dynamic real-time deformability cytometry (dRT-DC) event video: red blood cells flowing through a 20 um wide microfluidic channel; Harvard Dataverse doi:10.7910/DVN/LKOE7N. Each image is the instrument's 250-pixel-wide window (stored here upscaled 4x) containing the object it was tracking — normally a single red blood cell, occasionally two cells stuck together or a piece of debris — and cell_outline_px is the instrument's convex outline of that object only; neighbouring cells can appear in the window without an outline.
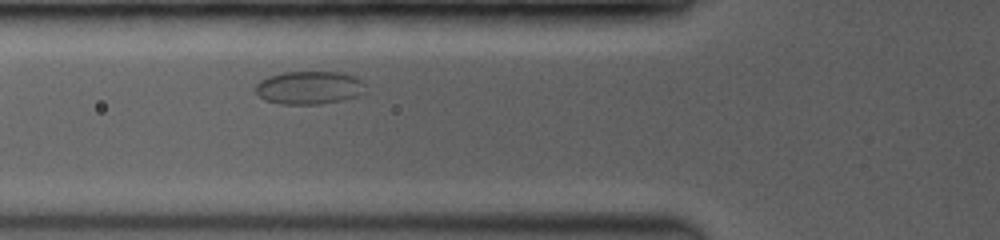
{"species": "common noctule bat (a hibernating species)", "species_latin": "Nyctalus noctula", "temperature_condition": "room temperature", "stored_images_in_passage": 21, "camera_frame_rate_fps": 3500, "um_per_image_px": 0.085, "animal": {"sex": "female", "body_mass_g": 19.0, "forearm_length_mm": 53.3}, "frame": {"image": 1, "passage_image": 4, "time_ms": 2.0, "image_size_px": [1000, 240], "cell_outline_px": [[368, 92], [344, 100], [320, 104], [280, 104], [264, 100], [256, 92], [256, 84], [260, 80], [268, 76], [284, 72], [344, 72], [356, 76], [364, 84]], "centroid_in_image_um": [26.32, 7.45], "position_along_channel_um": 99.5, "area_um2": 21.5}}
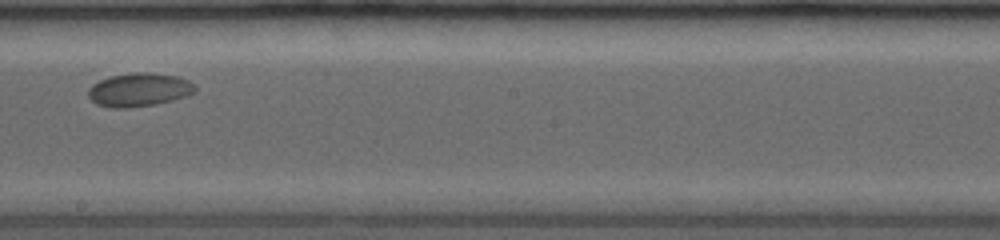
{"frame": {"image": 2, "passage_image": 11, "time_ms": 5.714, "image_size_px": [1000, 240], "cell_outline_px": [[196, 88], [192, 92], [184, 96], [172, 100], [156, 104], [128, 108], [112, 108], [96, 104], [88, 96], [88, 88], [92, 84], [108, 76], [132, 72], [148, 72], [176, 76], [188, 80]], "centroid_in_image_um": [11.76, 7.62], "position_along_channel_um": 236.4, "area_um2": 20.81}}
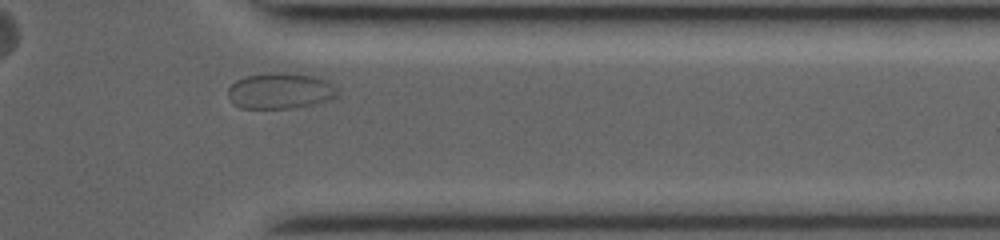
{"frame": {"image": 3, "passage_image": 19, "time_ms": 9.714, "image_size_px": [1000, 240], "cell_outline_px": [[336, 96], [332, 100], [312, 104], [288, 108], [240, 108], [232, 104], [228, 100], [228, 88], [236, 80], [244, 76], [312, 76], [328, 80], [336, 88]], "centroid_in_image_um": [23.78, 7.79], "position_along_channel_um": 387.6, "area_um2": 21.91}, "authors_computed_cell_mechanics": {"area_um2": 20.808, "velocity_mm_per_s": 3.7128, "shape_relaxation_time_tau1_ms": 0.4583, "shape_relaxation_time_tau2_ms": null, "deformation_change_tau1": 0.0377, "deformation_change_tau2": null}}